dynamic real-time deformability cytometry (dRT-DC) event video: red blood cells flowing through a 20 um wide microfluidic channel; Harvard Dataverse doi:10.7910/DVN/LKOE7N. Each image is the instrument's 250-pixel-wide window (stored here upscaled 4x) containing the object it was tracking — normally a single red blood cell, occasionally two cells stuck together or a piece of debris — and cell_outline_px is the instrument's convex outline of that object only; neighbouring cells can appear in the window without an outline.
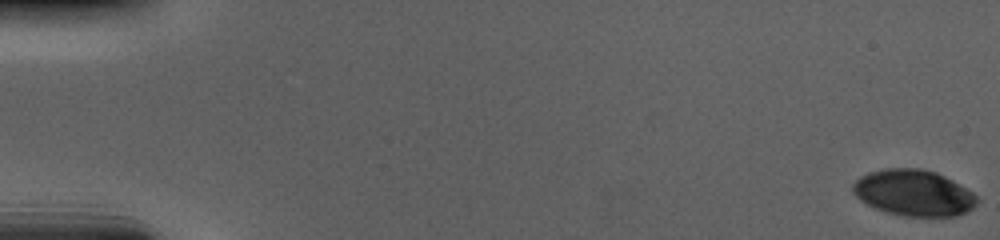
{"species": "human", "species_latin": "Homo sapiens", "temperature_condition": "cold", "stored_images_in_passage": 58, "camera_frame_rate_fps": 3000, "um_per_image_px": 0.085, "donor": {"sex": "male"}, "frame": {"image": 1, "passage_image": 1, "time_ms": 0.0, "image_size_px": [1000, 240], "cell_outline_px": [[976, 204], [972, 208], [956, 216], [904, 216], [888, 212], [876, 208], [860, 200], [852, 192], [852, 184], [860, 176], [868, 172], [884, 168], [920, 168], [936, 172], [952, 180], [972, 192], [976, 196]], "centroid_in_image_um": [77.62, 16.38], "position_along_channel_um": 7.4, "area_um2": 33.18}}
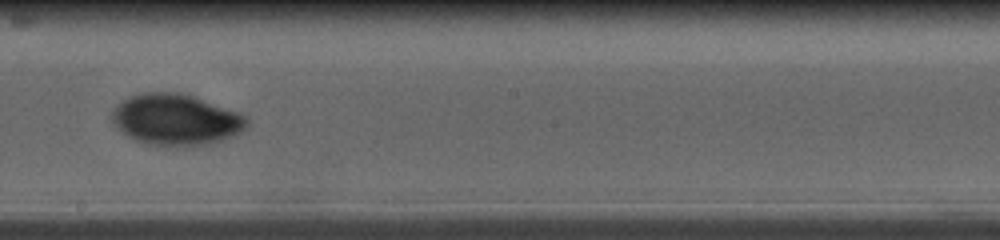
{"frame": {"image": 2, "passage_image": 34, "time_ms": 11.0, "image_size_px": [1000, 240], "cell_outline_px": [[248, 124], [240, 132], [232, 136], [208, 144], [148, 144], [136, 140], [128, 136], [112, 124], [108, 116], [128, 96], [144, 92], [176, 92], [192, 96], [240, 112], [248, 116]], "centroid_in_image_um": [14.93, 10.14], "position_along_channel_um": 233.3, "area_um2": 39.65}}
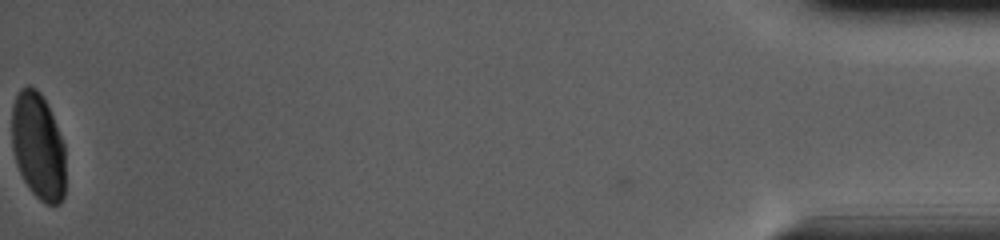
{"frame": {"image": 3, "passage_image": 58, "time_ms": 19.0, "image_size_px": [1000, 240], "cell_outline_px": [[64, 196], [60, 204], [44, 204], [28, 188], [16, 164], [12, 148], [12, 104], [20, 88], [28, 84], [36, 88], [40, 92], [52, 116], [64, 144]], "centroid_in_image_um": [3.22, 12.43], "position_along_channel_um": 432.0, "area_um2": 33.41}, "authors_computed_cell_mechanics": {"area_um2": 36.5585, "velocity_mm_per_s": 3.6728, "shape_relaxation_time_tau1_ms": 5.6237, "shape_relaxation_time_tau2_ms": null, "deformation_change_tau1": 0.1678, "deformation_change_tau2": null}}